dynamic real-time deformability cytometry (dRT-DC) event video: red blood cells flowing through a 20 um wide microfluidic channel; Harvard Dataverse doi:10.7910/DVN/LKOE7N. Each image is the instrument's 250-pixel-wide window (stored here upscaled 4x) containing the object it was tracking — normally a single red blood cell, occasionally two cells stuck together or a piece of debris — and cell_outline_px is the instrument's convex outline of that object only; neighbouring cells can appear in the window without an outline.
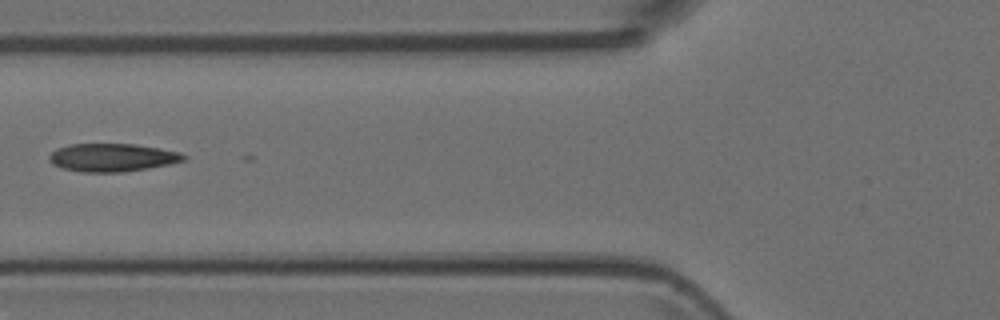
{"species": "Egyptian fruit bat (a non-hibernating species)", "species_latin": "Rousettus aegyptiacus", "temperature_condition": "room temperature", "stored_images_in_passage": 6, "camera_frame_rate_fps": 3000, "um_per_image_px": 0.085, "animal": {"sex": "female"}, "frame": {"image": 1, "passage_image": 6, "time_ms": 1.667, "image_size_px": [1000, 320], "cell_outline_px": [[188, 156], [184, 160], [172, 164], [124, 172], [80, 172], [60, 168], [52, 164], [48, 160], [48, 156], [56, 148], [68, 144], [136, 144], [160, 148], [180, 152]], "centroid_in_image_um": [9.53, 13.39], "position_along_channel_um": 116.3, "area_um2": 22.31}}